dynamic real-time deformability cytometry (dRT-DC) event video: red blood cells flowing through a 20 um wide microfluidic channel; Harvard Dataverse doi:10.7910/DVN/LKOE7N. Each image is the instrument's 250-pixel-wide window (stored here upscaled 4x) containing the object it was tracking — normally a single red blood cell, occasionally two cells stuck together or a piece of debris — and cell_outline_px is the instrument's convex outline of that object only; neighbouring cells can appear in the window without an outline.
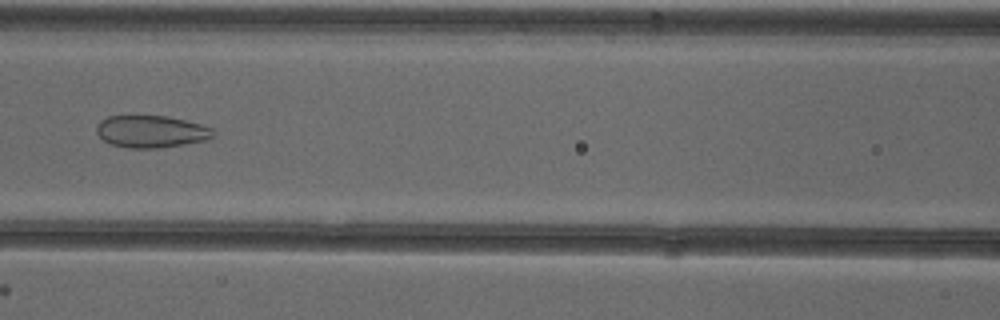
{"species": "common noctule bat (a hibernating species)", "species_latin": "Nyctalus noctula", "temperature_condition": "cold", "stored_images_in_passage": 42, "camera_frame_rate_fps": 3000, "um_per_image_px": 0.085, "animal": {"sex": "female"}, "frame": {"image": 1, "passage_image": 24, "time_ms": 7.667, "image_size_px": [1000, 320], "cell_outline_px": [[216, 136], [204, 140], [184, 144], [160, 148], [132, 148], [112, 144], [104, 140], [96, 132], [96, 128], [100, 120], [108, 116], [168, 116], [200, 124], [212, 128]], "centroid_in_image_um": [12.86, 11.18], "position_along_channel_um": 153.7, "area_um2": 21.73}}
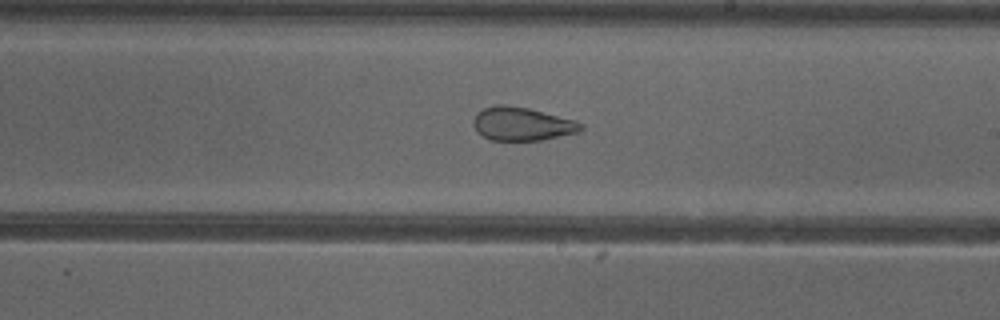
{"frame": {"image": 2, "passage_image": 31, "time_ms": 10.0, "image_size_px": [1000, 320], "cell_outline_px": [[584, 128], [580, 132], [540, 140], [492, 140], [476, 132], [472, 124], [472, 120], [476, 112], [484, 108], [496, 104], [504, 104], [528, 108], [576, 120], [584, 124]], "centroid_in_image_um": [44.36, 10.52], "position_along_channel_um": 244.6, "area_um2": 21.15}}
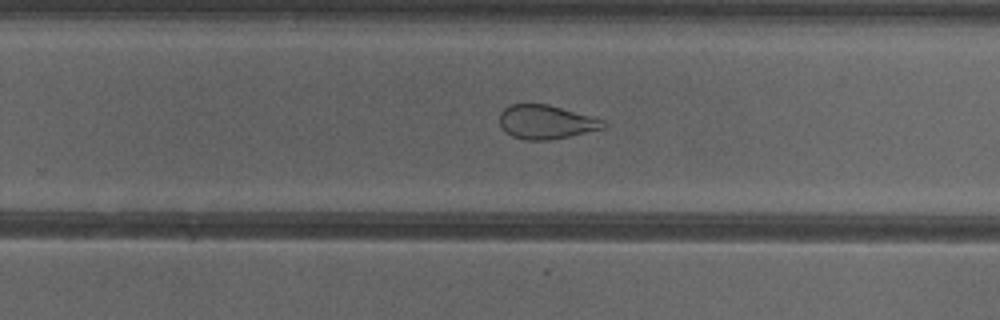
{"frame": {"image": 3, "passage_image": 34, "time_ms": 11.0, "image_size_px": [1000, 320], "cell_outline_px": [[608, 124], [604, 128], [568, 136], [548, 140], [524, 140], [512, 136], [500, 124], [500, 112], [504, 108], [512, 104], [548, 104], [604, 120]], "centroid_in_image_um": [46.41, 10.37], "position_along_channel_um": 283.4, "area_um2": 20.23}, "authors_computed_cell_mechanics": {"area_um2": 26.1834, "velocity_mm_per_s": 3.8905, "shape_relaxation_time_tau1_ms": null, "shape_relaxation_time_tau2_ms": 1.5294, "deformation_change_tau1": null, "deformation_change_tau2": 0.0879}}